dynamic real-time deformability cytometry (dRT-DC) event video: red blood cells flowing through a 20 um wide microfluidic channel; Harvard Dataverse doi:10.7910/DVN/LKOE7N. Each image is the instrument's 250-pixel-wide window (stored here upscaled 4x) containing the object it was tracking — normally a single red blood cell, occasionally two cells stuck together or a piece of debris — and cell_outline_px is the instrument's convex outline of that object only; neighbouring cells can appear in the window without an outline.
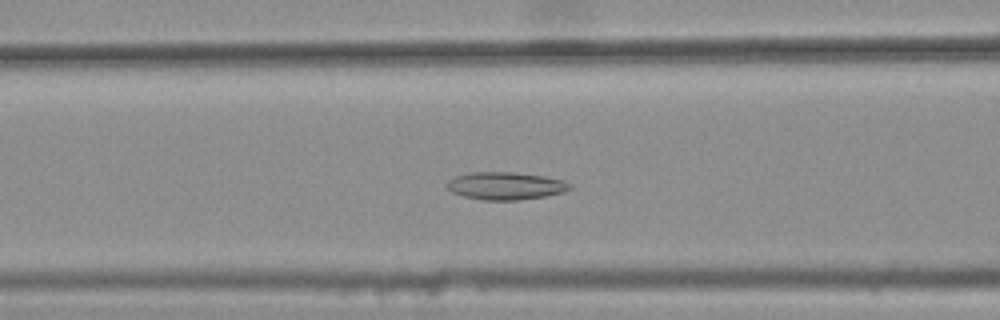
{"species": "common noctule bat (a hibernating species)", "species_latin": "Nyctalus noctula", "temperature_condition": "warm", "stored_images_in_passage": 37, "camera_frame_rate_fps": 3000, "um_per_image_px": 0.085, "animal": {"sex": "female", "body_mass_g": 25.1}, "frame": {"image": 1, "passage_image": 17, "time_ms": 5.333, "image_size_px": [1000, 320], "cell_outline_px": [[572, 188], [564, 192], [544, 196], [516, 200], [484, 200], [464, 196], [452, 192], [444, 184], [448, 180], [456, 176], [472, 172], [512, 172], [544, 176], [564, 180], [572, 184]], "centroid_in_image_um": [42.98, 15.79], "position_along_channel_um": 123.6, "area_um2": 19.77}}
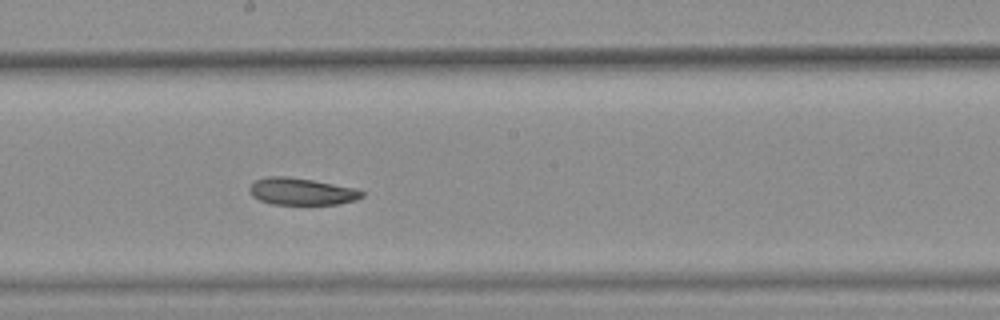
{"frame": {"image": 2, "passage_image": 25, "time_ms": 8.0, "image_size_px": [1000, 320], "cell_outline_px": [[364, 196], [356, 200], [336, 204], [272, 204], [260, 200], [252, 196], [248, 192], [248, 188], [256, 180], [268, 176], [284, 176], [312, 180], [352, 188], [364, 192]], "centroid_in_image_um": [25.59, 16.28], "position_along_channel_um": 222.6, "area_um2": 17.46}}
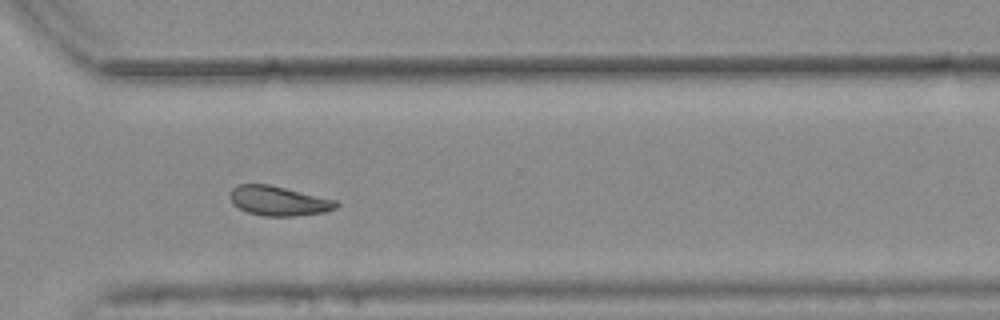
{"frame": {"image": 3, "passage_image": 35, "time_ms": 11.333, "image_size_px": [1000, 320], "cell_outline_px": [[340, 204], [336, 208], [324, 212], [296, 216], [264, 216], [248, 212], [232, 204], [232, 188], [236, 184], [268, 184], [336, 200]], "centroid_in_image_um": [23.7, 17.08], "position_along_channel_um": 346.9, "area_um2": 18.09}}